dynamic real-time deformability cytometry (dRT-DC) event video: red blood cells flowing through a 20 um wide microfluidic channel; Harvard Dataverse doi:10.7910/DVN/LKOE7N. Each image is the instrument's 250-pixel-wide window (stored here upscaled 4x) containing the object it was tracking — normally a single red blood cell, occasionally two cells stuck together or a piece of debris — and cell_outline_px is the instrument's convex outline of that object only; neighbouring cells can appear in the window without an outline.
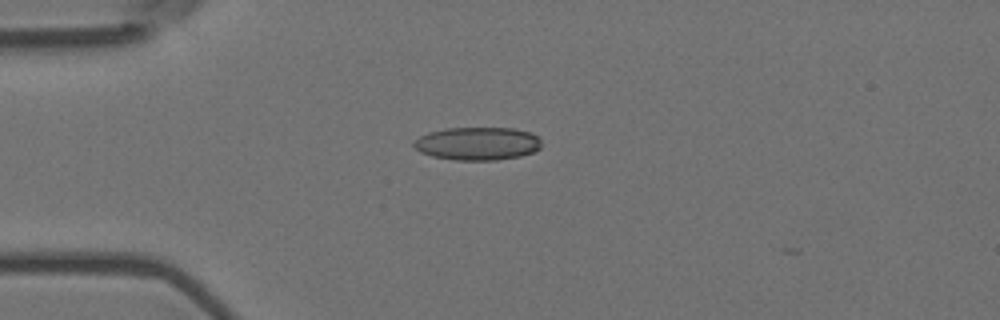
{"species": "Egyptian fruit bat (a non-hibernating species)", "species_latin": "Rousettus aegyptiacus", "temperature_condition": "room temperature", "stored_images_in_passage": 10, "camera_frame_rate_fps": 3000, "um_per_image_px": 0.085, "animal": {"sex": "female"}, "frame": {"image": 1, "passage_image": 1, "time_ms": 0.0, "image_size_px": [1000, 320], "cell_outline_px": [[540, 148], [532, 152], [520, 156], [496, 160], [456, 160], [432, 156], [420, 152], [412, 144], [420, 136], [428, 132], [444, 128], [512, 128], [532, 132], [540, 140]], "centroid_in_image_um": [40.58, 12.2], "position_along_channel_um": 44.4, "area_um2": 24.57}}
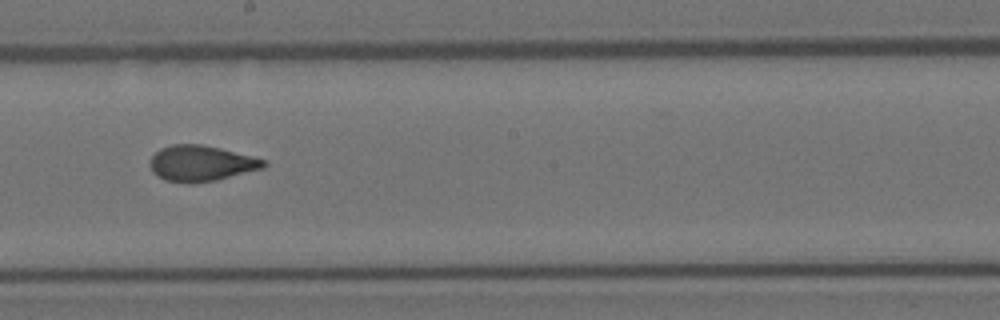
{"frame": {"image": 2, "passage_image": 6, "time_ms": 1.667, "image_size_px": [1000, 320], "cell_outline_px": [[268, 164], [264, 168], [216, 180], [192, 184], [188, 184], [164, 180], [156, 176], [152, 172], [148, 164], [152, 156], [160, 148], [172, 144], [200, 144], [220, 148], [268, 160]], "centroid_in_image_um": [17.08, 13.89], "position_along_channel_um": 231.1, "area_um2": 24.04}}
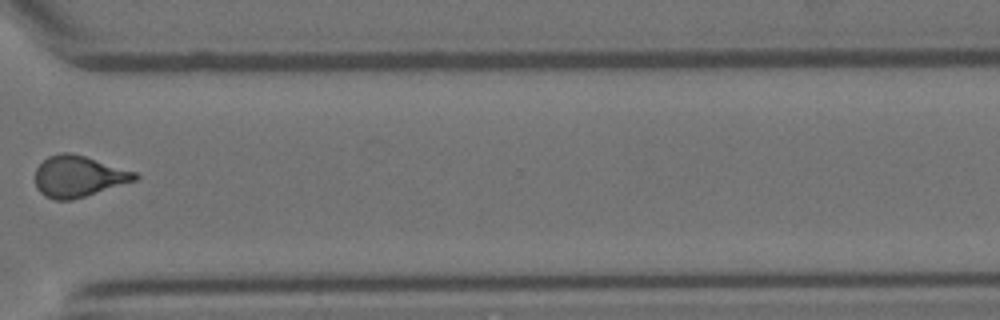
{"frame": {"image": 3, "passage_image": 9, "time_ms": 2.667, "image_size_px": [1000, 320], "cell_outline_px": [[140, 176], [136, 180], [72, 200], [56, 200], [44, 196], [36, 188], [36, 168], [48, 156], [60, 152], [72, 152], [136, 172]], "centroid_in_image_um": [6.65, 14.98], "position_along_channel_um": 364.0, "area_um2": 23.87}}